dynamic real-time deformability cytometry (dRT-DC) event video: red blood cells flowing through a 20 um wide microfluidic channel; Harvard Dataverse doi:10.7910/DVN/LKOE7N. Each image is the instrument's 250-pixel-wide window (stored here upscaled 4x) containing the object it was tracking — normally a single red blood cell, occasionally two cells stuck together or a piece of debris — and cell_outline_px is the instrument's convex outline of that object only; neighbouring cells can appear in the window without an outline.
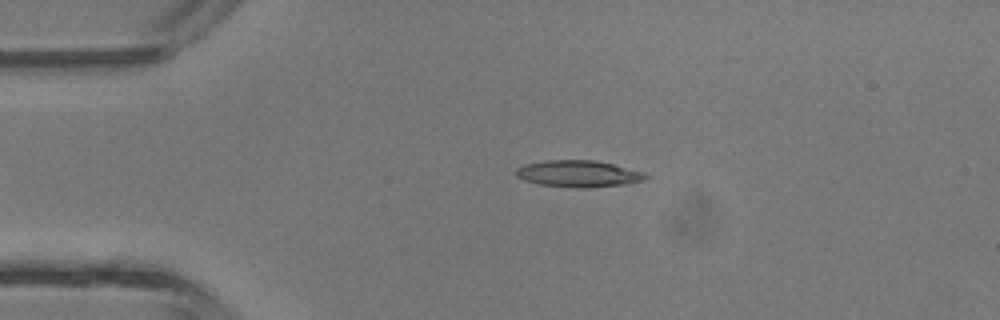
{"species": "common noctule bat (a hibernating species)", "species_latin": "Nyctalus noctula", "temperature_condition": "room temperature", "stored_images_in_passage": 4, "camera_frame_rate_fps": 3000, "um_per_image_px": 0.085, "animal": {"sex": "male", "body_mass_g": 13.3}, "frame": {"image": 1, "passage_image": 3, "time_ms": 2.333, "image_size_px": [1000, 320], "cell_outline_px": [[648, 176], [644, 180], [624, 184], [588, 188], [572, 188], [540, 184], [524, 180], [516, 176], [516, 168], [524, 164], [548, 160], [592, 160], [612, 164], [644, 172]], "centroid_in_image_um": [49.14, 14.77], "position_along_channel_um": 35.9, "area_um2": 20.06}}